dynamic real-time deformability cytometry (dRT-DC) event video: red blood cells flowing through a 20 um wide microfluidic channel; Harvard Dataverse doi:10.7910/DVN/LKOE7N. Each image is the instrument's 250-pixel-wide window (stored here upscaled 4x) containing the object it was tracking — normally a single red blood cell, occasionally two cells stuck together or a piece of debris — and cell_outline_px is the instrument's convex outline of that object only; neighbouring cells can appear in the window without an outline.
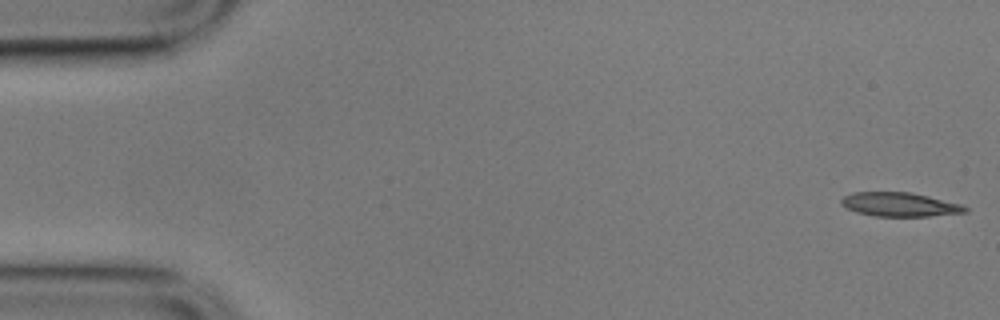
{"species": "common noctule bat (a hibernating species)", "species_latin": "Nyctalus noctula", "temperature_condition": "cold", "stored_images_in_passage": 10, "camera_frame_rate_fps": 3000, "um_per_image_px": 0.085, "animal": {"sex": "male", "body_mass_g": 17.9}, "frame": {"image": 1, "passage_image": 1, "time_ms": 0.0, "image_size_px": [1000, 320], "cell_outline_px": [[968, 212], [928, 216], [872, 216], [856, 212], [840, 204], [840, 200], [844, 196], [852, 192], [908, 192], [928, 196], [964, 204], [968, 208]], "centroid_in_image_um": [76.48, 17.38], "position_along_channel_um": 8.5, "area_um2": 17.4}}